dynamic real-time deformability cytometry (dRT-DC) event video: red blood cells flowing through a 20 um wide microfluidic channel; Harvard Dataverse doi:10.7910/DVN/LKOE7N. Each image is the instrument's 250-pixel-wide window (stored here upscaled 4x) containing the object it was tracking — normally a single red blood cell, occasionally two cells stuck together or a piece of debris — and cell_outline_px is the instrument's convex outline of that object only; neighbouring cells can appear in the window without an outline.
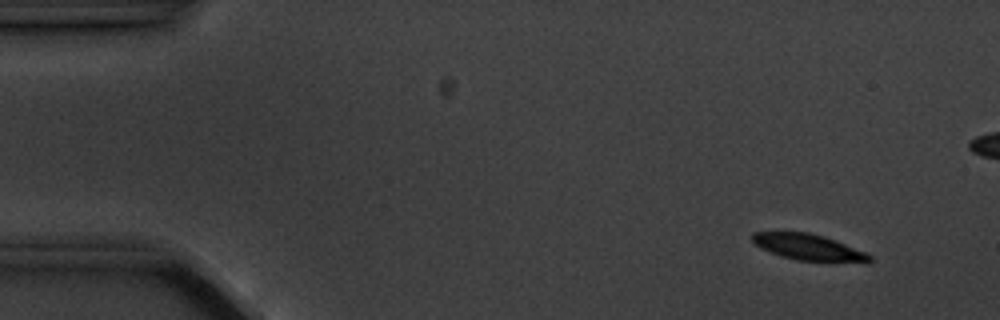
{"species": "common noctule bat (a hibernating species)", "species_latin": "Nyctalus noctula", "temperature_condition": "cold", "stored_images_in_passage": 6, "segment_of_instrument_passage": [2, 2], "camera_frame_rate_fps": 3000, "um_per_image_px": 0.085, "animal": {"sex": "male", "body_mass_g": 20.1, "forearm_length_mm": 53.5}, "frame": {"image": 1, "passage_image": 6, "time_ms": 6.333, "image_size_px": [1000, 320], "cell_outline_px": [[872, 260], [868, 264], [864, 264], [796, 260], [780, 256], [760, 248], [752, 240], [752, 232], [808, 232], [824, 236], [864, 252], [872, 256]], "centroid_in_image_um": [68.78, 21.05], "position_along_channel_um": 16.2, "area_um2": 18.15}}